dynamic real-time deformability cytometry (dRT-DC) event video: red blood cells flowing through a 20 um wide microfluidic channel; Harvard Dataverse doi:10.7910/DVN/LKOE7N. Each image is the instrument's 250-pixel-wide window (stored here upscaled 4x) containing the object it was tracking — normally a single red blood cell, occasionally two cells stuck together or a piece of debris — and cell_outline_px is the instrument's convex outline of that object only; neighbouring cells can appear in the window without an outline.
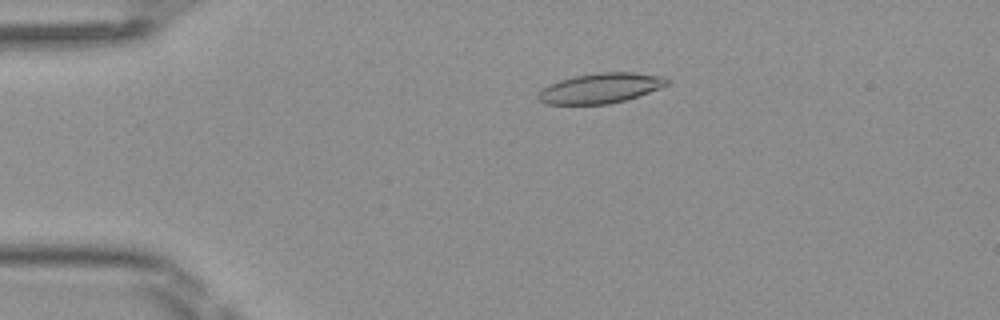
{"species": "Egyptian fruit bat (a non-hibernating species)", "species_latin": "Rousettus aegyptiacus", "temperature_condition": "room temperature", "stored_images_in_passage": 44, "camera_frame_rate_fps": 3000, "um_per_image_px": 0.085, "frame": {"image": 1, "passage_image": 5, "time_ms": 1.333, "image_size_px": [1000, 320], "cell_outline_px": [[672, 84], [624, 100], [608, 104], [548, 104], [540, 100], [536, 96], [548, 84], [560, 80], [576, 76], [600, 72], [632, 72], [664, 76], [672, 80]], "centroid_in_image_um": [51.11, 7.48], "position_along_channel_um": 33.9, "area_um2": 22.48}}
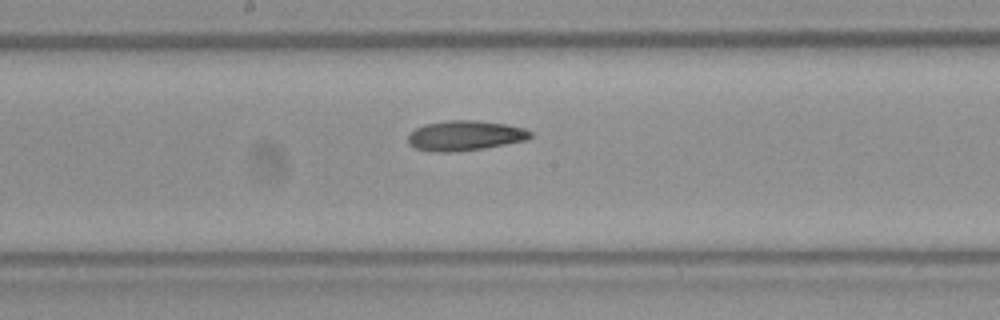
{"frame": {"image": 2, "passage_image": 21, "time_ms": 6.667, "image_size_px": [1000, 320], "cell_outline_px": [[532, 136], [528, 140], [484, 148], [452, 152], [432, 152], [416, 148], [408, 144], [408, 136], [416, 128], [424, 124], [448, 120], [476, 120], [504, 124], [524, 128], [532, 132]], "centroid_in_image_um": [39.53, 11.53], "position_along_channel_um": 208.7, "area_um2": 21.44}}
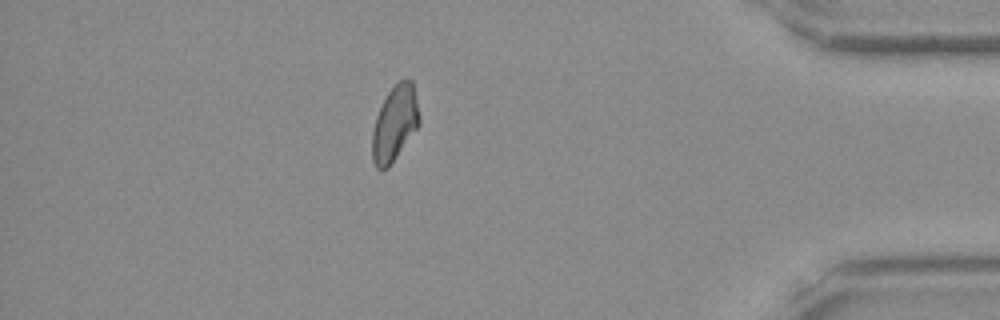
{"frame": {"image": 3, "passage_image": 38, "time_ms": 12.333, "image_size_px": [1000, 320], "cell_outline_px": [[420, 124], [388, 168], [376, 168], [372, 160], [372, 132], [376, 116], [388, 92], [400, 80], [412, 80], [420, 116]], "centroid_in_image_um": [33.55, 10.51], "position_along_channel_um": 401.6, "area_um2": 20.4}, "authors_computed_cell_mechanics": {"area_um2": 21.2126, "velocity_mm_per_s": 4.1044, "shape_relaxation_time_tau1_ms": null, "shape_relaxation_time_tau2_ms": 4.671, "deformation_change_tau1": null, "deformation_change_tau2": 0.1013}}